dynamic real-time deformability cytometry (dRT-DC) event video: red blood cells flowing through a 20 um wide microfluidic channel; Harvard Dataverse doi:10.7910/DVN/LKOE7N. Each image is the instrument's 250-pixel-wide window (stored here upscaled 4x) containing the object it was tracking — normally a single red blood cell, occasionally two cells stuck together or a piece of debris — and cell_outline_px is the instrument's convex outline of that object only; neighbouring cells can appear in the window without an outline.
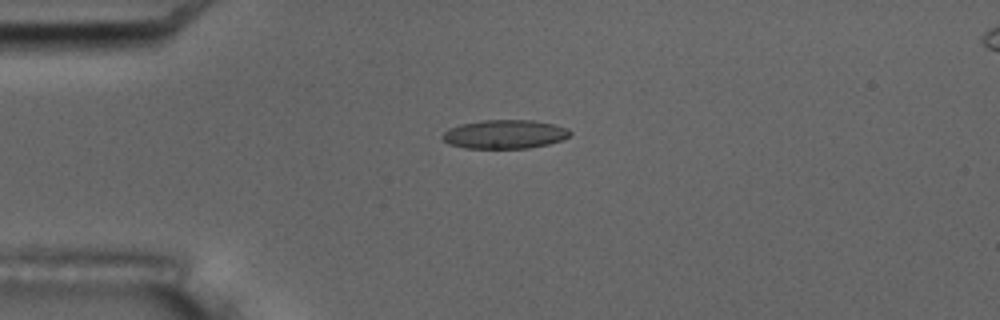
{"species": "common noctule bat (a hibernating species)", "species_latin": "Nyctalus noctula", "temperature_condition": "room temperature", "stored_images_in_passage": 6, "camera_frame_rate_fps": 3000, "um_per_image_px": 0.085, "animal": {"sex": "male", "body_mass_g": 17.5, "forearm_length_mm": 52.3}, "frame": {"image": 1, "passage_image": 3, "time_ms": 2.333, "image_size_px": [1000, 320], "cell_outline_px": [[572, 132], [564, 140], [548, 144], [528, 148], [464, 148], [448, 144], [440, 136], [448, 128], [460, 124], [480, 120], [532, 120], [552, 124], [568, 128]], "centroid_in_image_um": [42.88, 11.41], "position_along_channel_um": 42.1, "area_um2": 21.56}}